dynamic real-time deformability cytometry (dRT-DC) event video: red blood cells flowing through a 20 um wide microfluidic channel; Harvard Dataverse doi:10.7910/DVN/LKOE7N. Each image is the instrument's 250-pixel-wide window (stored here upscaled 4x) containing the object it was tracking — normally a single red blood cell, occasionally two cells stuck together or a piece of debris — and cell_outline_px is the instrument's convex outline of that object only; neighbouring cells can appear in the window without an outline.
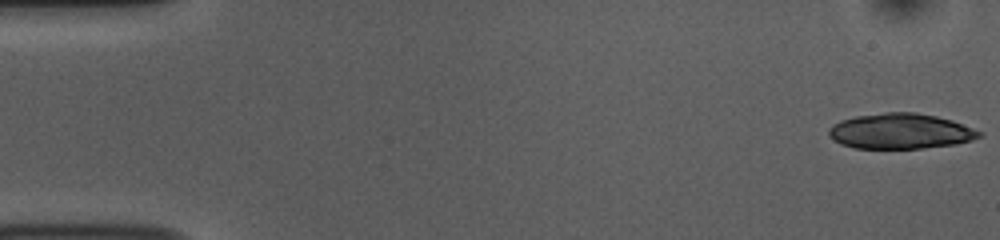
{"species": "common noctule bat (a hibernating species)", "species_latin": "Nyctalus noctula", "temperature_condition": "room temperature", "stored_images_in_passage": 20, "camera_frame_rate_fps": 3000, "um_per_image_px": 0.085, "animal": {"sex": "female", "body_mass_g": 10.0, "forearm_length_mm": 53.1}, "frame": {"image": 1, "passage_image": 1, "time_ms": 0.0, "image_size_px": [1000, 240], "cell_outline_px": [[984, 132], [980, 136], [972, 140], [952, 144], [924, 148], [856, 148], [840, 144], [828, 136], [828, 128], [832, 124], [840, 120], [856, 116], [884, 112], [916, 112], [936, 116], [952, 120]], "centroid_in_image_um": [76.51, 11.14], "position_along_channel_um": 8.5, "area_um2": 31.1}}